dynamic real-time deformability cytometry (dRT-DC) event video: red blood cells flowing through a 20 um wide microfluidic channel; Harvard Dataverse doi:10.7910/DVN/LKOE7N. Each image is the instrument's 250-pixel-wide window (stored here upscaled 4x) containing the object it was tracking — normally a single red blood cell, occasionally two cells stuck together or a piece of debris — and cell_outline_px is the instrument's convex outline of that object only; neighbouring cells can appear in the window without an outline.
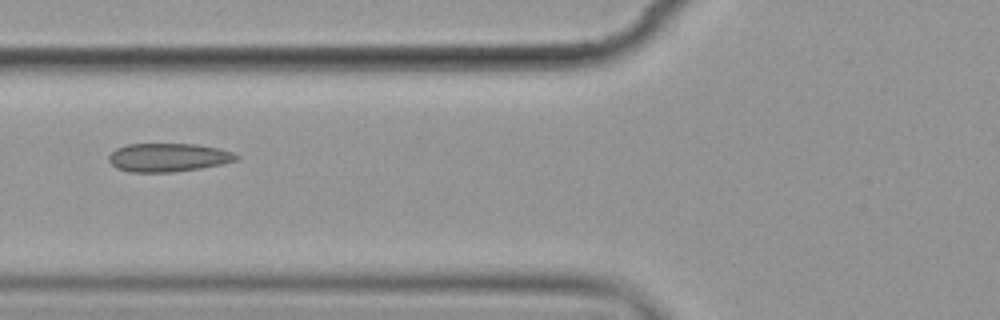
{"species": "common noctule bat (a hibernating species)", "species_latin": "Nyctalus noctula", "temperature_condition": "cold", "stored_images_in_passage": 6, "camera_frame_rate_fps": 3000, "um_per_image_px": 0.085, "animal": {"sex": "female", "body_mass_g": 19.9}, "frame": {"image": 1, "passage_image": 2, "time_ms": 1.0, "image_size_px": [1000, 320], "cell_outline_px": [[240, 156], [236, 160], [220, 164], [200, 168], [172, 172], [128, 172], [116, 168], [108, 160], [108, 156], [116, 148], [128, 144], [200, 144], [232, 152]], "centroid_in_image_um": [14.26, 13.38], "position_along_channel_um": 111.5, "area_um2": 21.1}}
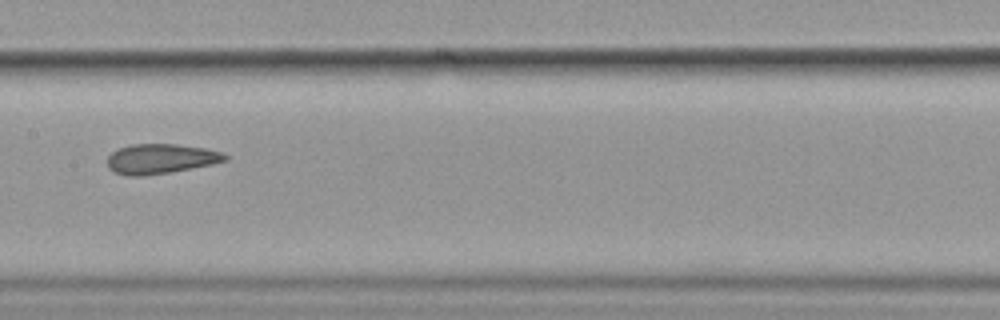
{"frame": {"image": 2, "passage_image": 4, "time_ms": 3.333, "image_size_px": [1000, 320], "cell_outline_px": [[228, 160], [212, 164], [168, 172], [144, 176], [128, 176], [112, 172], [108, 168], [108, 156], [112, 152], [120, 148], [132, 144], [176, 144], [204, 148], [224, 152], [228, 156]], "centroid_in_image_um": [13.65, 13.5], "position_along_channel_um": 193.7, "area_um2": 20.46}}
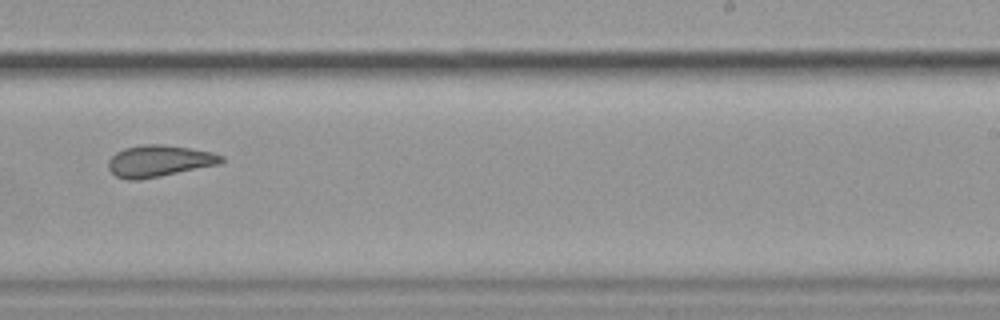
{"frame": {"image": 3, "passage_image": 6, "time_ms": 5.667, "image_size_px": [1000, 320], "cell_outline_px": [[224, 160], [220, 164], [160, 176], [136, 180], [128, 180], [116, 176], [108, 168], [108, 160], [116, 152], [124, 148], [144, 144], [160, 144], [188, 148], [212, 152], [224, 156]], "centroid_in_image_um": [13.52, 13.68], "position_along_channel_um": 275.5, "area_um2": 20.69}}